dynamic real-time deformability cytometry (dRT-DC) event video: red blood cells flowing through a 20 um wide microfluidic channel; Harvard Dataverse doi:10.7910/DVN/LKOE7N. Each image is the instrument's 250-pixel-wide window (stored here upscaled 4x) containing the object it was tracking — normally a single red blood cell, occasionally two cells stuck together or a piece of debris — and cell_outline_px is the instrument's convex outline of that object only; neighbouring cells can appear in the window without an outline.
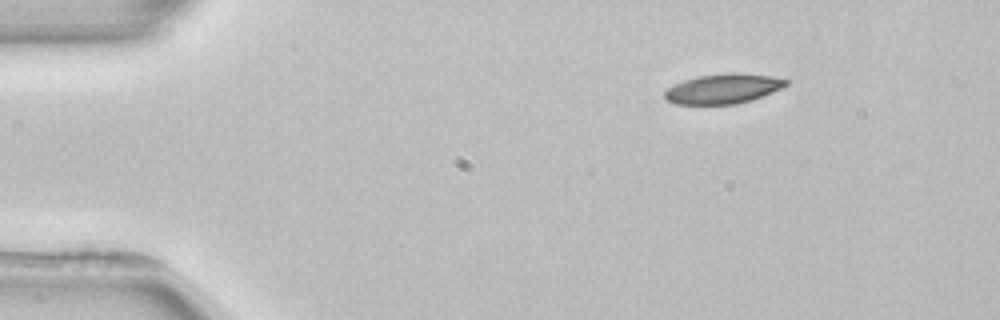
{"species": "common noctule bat (a hibernating species)", "species_latin": "Nyctalus noctula", "temperature_condition": "room temperature", "stored_images_in_passage": 3, "camera_frame_rate_fps": 3000, "um_per_image_px": 0.085, "animal": {"sex": "female", "body_mass_g": 22.7, "forearm_length_mm": 54.2}, "frame": {"image": 1, "passage_image": 1, "time_ms": 0.0, "image_size_px": [1000, 320], "cell_outline_px": [[788, 84], [772, 92], [752, 100], [736, 104], [676, 104], [668, 100], [664, 96], [664, 92], [668, 88], [684, 80], [700, 76], [772, 76], [788, 80]], "centroid_in_image_um": [61.43, 7.6], "position_along_channel_um": 23.6, "area_um2": 19.77}}